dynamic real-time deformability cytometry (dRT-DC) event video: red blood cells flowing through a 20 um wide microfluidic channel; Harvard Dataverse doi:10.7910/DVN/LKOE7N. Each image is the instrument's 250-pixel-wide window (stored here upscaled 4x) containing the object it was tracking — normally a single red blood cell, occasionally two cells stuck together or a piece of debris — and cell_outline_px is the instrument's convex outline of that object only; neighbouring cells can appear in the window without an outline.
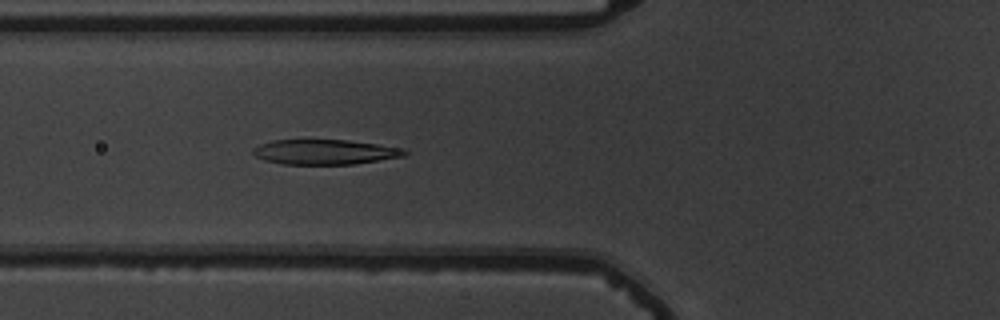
{"species": "common noctule bat (a hibernating species)", "species_latin": "Nyctalus noctula", "temperature_condition": "warm", "stored_images_in_passage": 38, "camera_frame_rate_fps": 3000, "um_per_image_px": 0.085, "animal": {"sex": "male", "body_mass_g": 19.5, "forearm_length_mm": 54.6}, "frame": {"image": 1, "passage_image": 9, "time_ms": 2.667, "image_size_px": [1000, 320], "cell_outline_px": [[408, 152], [404, 156], [352, 164], [280, 164], [264, 160], [256, 156], [252, 152], [252, 148], [260, 144], [272, 140], [348, 140], [404, 148]], "centroid_in_image_um": [27.58, 12.91], "position_along_channel_um": 98.2, "area_um2": 21.96}}
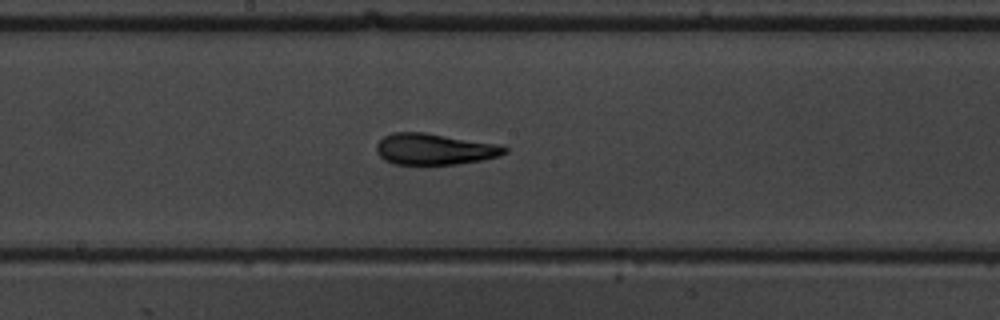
{"frame": {"image": 2, "passage_image": 18, "time_ms": 5.667, "image_size_px": [1000, 320], "cell_outline_px": [[508, 152], [500, 156], [480, 160], [456, 164], [392, 164], [384, 160], [376, 152], [376, 144], [384, 136], [392, 132], [424, 132], [496, 144], [508, 148]], "centroid_in_image_um": [36.89, 12.67], "position_along_channel_um": 211.3, "area_um2": 23.24}}
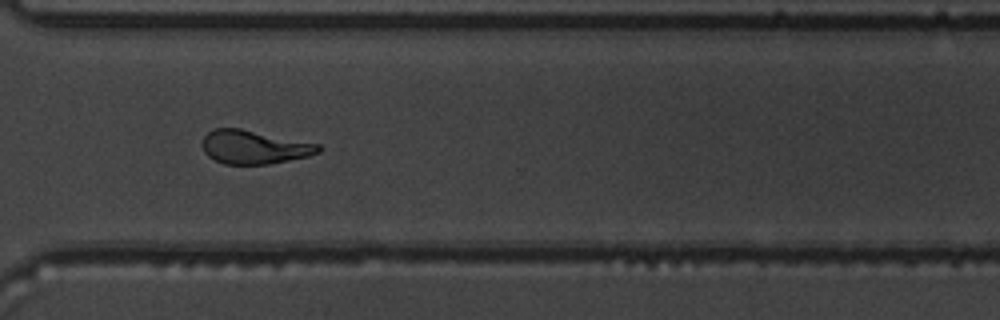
{"frame": {"image": 3, "passage_image": 29, "time_ms": 9.333, "image_size_px": [1000, 320], "cell_outline_px": [[324, 148], [320, 152], [308, 156], [268, 164], [224, 164], [208, 156], [204, 152], [200, 144], [204, 136], [208, 132], [216, 128], [240, 128], [320, 144]], "centroid_in_image_um": [21.6, 12.5], "position_along_channel_um": 349.0, "area_um2": 22.83}, "authors_computed_cell_mechanics": {"area_um2": 22.5998, "velocity_mm_per_s": 3.7562, "shape_relaxation_time_tau1_ms": 3.8534, "shape_relaxation_time_tau2_ms": 2.17, "deformation_change_tau1": 0.1851, "deformation_change_tau2": 0.115}}